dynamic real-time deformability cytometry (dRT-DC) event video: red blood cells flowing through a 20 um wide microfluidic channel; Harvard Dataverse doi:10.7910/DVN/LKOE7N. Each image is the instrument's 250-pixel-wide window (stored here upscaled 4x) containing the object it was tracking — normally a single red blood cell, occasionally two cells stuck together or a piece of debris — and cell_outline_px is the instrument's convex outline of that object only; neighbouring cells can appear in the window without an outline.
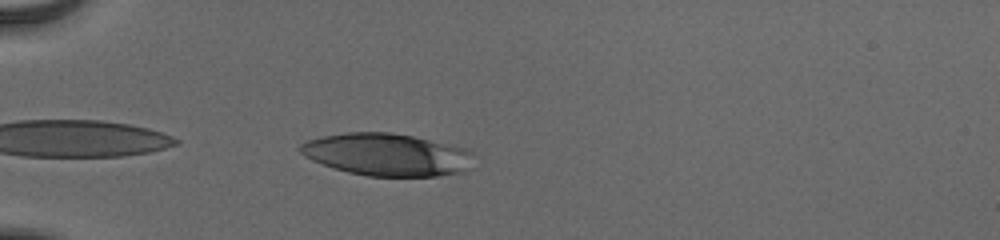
{"species": "human", "species_latin": "Homo sapiens", "temperature_condition": "cold", "stored_images_in_passage": 36, "camera_frame_rate_fps": 3000, "um_per_image_px": 0.085, "donor": {"sex": "male"}, "frame": {"image": 1, "passage_image": 2, "time_ms": 0.333, "image_size_px": [1000, 240], "cell_outline_px": [[472, 152], [464, 172], [436, 176], [368, 176], [348, 172], [332, 168], [312, 160], [300, 152], [300, 144], [308, 140], [324, 136], [344, 132], [392, 132], [412, 136], [460, 148]], "centroid_in_image_um": [32.79, 13.14], "position_along_channel_um": 52.2, "area_um2": 42.14}}
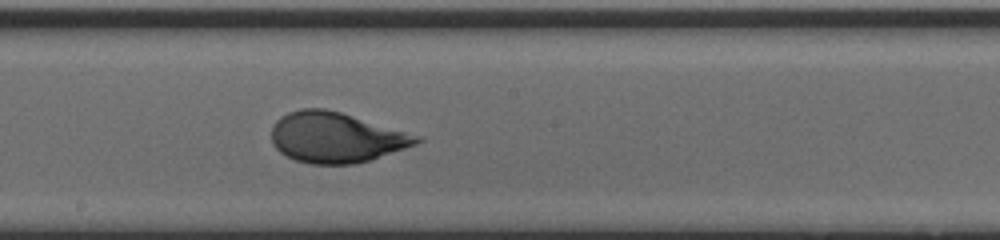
{"frame": {"image": 2, "passage_image": 17, "time_ms": 5.333, "image_size_px": [1000, 240], "cell_outline_px": [[424, 140], [416, 144], [356, 164], [312, 164], [296, 160], [280, 152], [272, 144], [272, 124], [280, 116], [288, 112], [300, 108], [324, 108], [340, 112], [424, 136]], "centroid_in_image_um": [28.56, 11.67], "position_along_channel_um": 219.6, "area_um2": 42.66}}
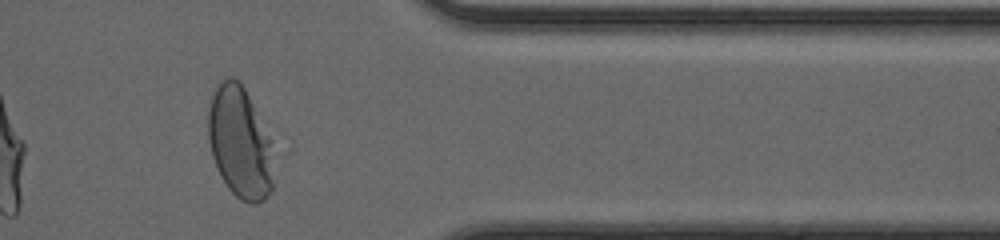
{"frame": {"image": 3, "passage_image": 31, "time_ms": 10.0, "image_size_px": [1000, 240], "cell_outline_px": [[272, 192], [264, 200], [256, 204], [248, 204], [240, 200], [228, 188], [220, 176], [212, 156], [208, 140], [208, 108], [212, 96], [216, 88], [228, 76], [232, 76], [244, 88], [256, 112], [268, 140], [272, 180]], "centroid_in_image_um": [20.33, 12.18], "position_along_channel_um": 391.1, "area_um2": 41.44}, "authors_computed_cell_mechanics": {"area_um2": 42.7431, "velocity_mm_per_s": 3.8694, "shape_relaxation_time_tau1_ms": 3.2163, "shape_relaxation_time_tau2_ms": null, "deformation_change_tau1": 0.1698, "deformation_change_tau2": null}}